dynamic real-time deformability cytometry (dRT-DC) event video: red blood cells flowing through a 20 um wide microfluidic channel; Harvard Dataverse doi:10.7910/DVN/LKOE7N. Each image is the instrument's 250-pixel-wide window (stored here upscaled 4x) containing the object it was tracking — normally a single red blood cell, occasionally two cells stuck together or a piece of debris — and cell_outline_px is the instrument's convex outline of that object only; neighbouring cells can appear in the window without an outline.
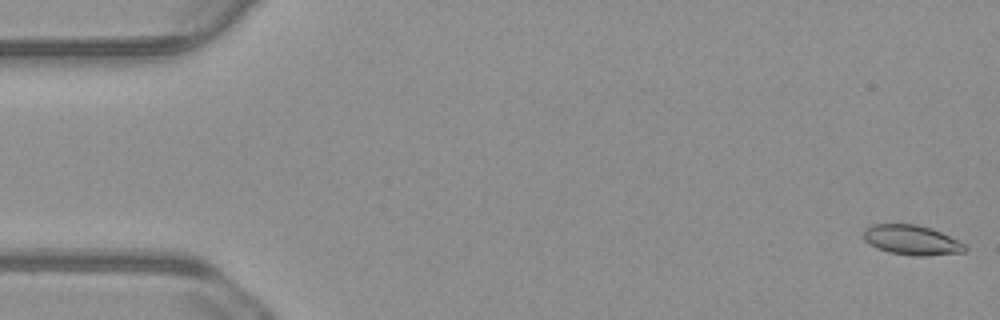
{"species": "common noctule bat (a hibernating species)", "species_latin": "Nyctalus noctula", "temperature_condition": "warm", "stored_images_in_passage": 55, "camera_frame_rate_fps": 3000, "um_per_image_px": 0.085, "animal": {"sex": "male", "body_mass_g": 23.1, "forearm_length_mm": 52.7}, "frame": {"image": 1, "passage_image": 1, "time_ms": 0.0, "image_size_px": [1000, 320], "cell_outline_px": [[968, 248], [964, 252], [924, 256], [916, 256], [888, 252], [876, 248], [868, 244], [864, 240], [864, 228], [872, 224], [916, 224], [932, 228], [964, 244]], "centroid_in_image_um": [77.45, 20.4], "position_along_channel_um": 7.5, "area_um2": 17.63}}
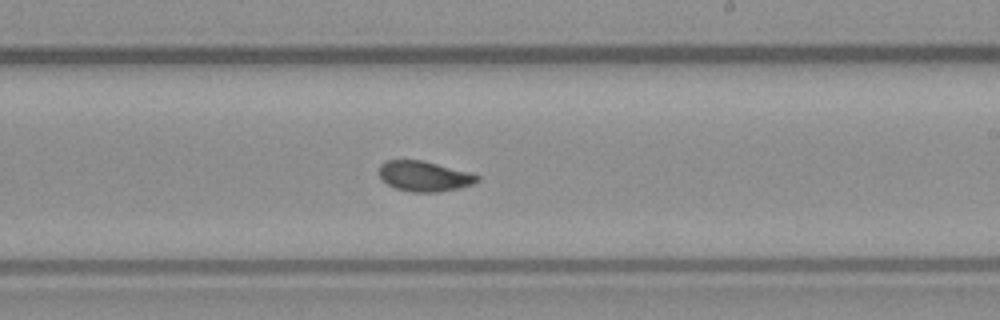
{"frame": {"image": 2, "passage_image": 32, "time_ms": 10.333, "image_size_px": [1000, 320], "cell_outline_px": [[480, 180], [472, 184], [440, 192], [412, 192], [396, 188], [388, 184], [380, 176], [380, 164], [384, 160], [424, 160], [468, 172], [480, 176]], "centroid_in_image_um": [36.06, 14.97], "position_along_channel_um": 252.9, "area_um2": 17.17}}
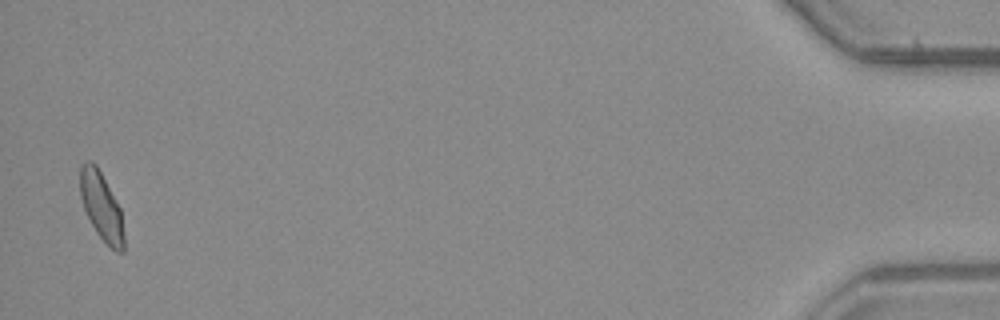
{"frame": {"image": 3, "passage_image": 54, "time_ms": 17.667, "image_size_px": [1000, 320], "cell_outline_px": [[124, 252], [116, 252], [96, 232], [84, 208], [80, 196], [80, 164], [84, 160], [92, 160], [96, 164], [120, 208], [124, 236]], "centroid_in_image_um": [8.6, 17.5], "position_along_channel_um": 426.6, "area_um2": 17.17}, "authors_computed_cell_mechanics": {"area_um2": 17.4556, "velocity_mm_per_s": 3.7328, "shape_relaxation_time_tau1_ms": null, "shape_relaxation_time_tau2_ms": 1.2432, "deformation_change_tau1": null, "deformation_change_tau2": 0.039}}